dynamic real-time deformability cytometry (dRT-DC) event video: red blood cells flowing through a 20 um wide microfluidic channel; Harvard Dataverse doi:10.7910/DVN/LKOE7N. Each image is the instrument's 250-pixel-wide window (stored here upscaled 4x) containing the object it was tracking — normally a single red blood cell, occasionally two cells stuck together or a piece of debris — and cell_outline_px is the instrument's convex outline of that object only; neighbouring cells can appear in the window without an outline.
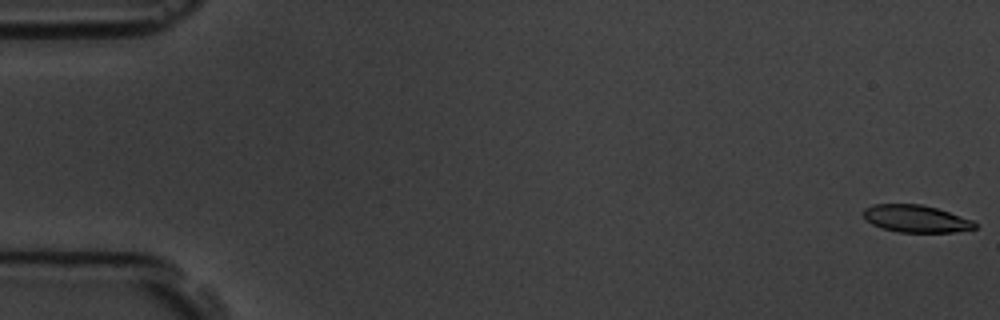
{"species": "common noctule bat (a hibernating species)", "species_latin": "Nyctalus noctula", "temperature_condition": "room temperature", "stored_images_in_passage": 6, "camera_frame_rate_fps": 3000, "um_per_image_px": 0.085, "animal": {"sex": "male", "body_mass_g": 19.5, "forearm_length_mm": 54.6}, "frame": {"image": 1, "passage_image": 1, "time_ms": 0.0, "image_size_px": [1000, 320], "cell_outline_px": [[976, 228], [952, 232], [900, 232], [884, 228], [872, 224], [860, 212], [864, 208], [872, 204], [920, 204], [936, 208], [972, 220], [976, 224]], "centroid_in_image_um": [77.81, 18.58], "position_along_channel_um": 7.2, "area_um2": 17.51}}
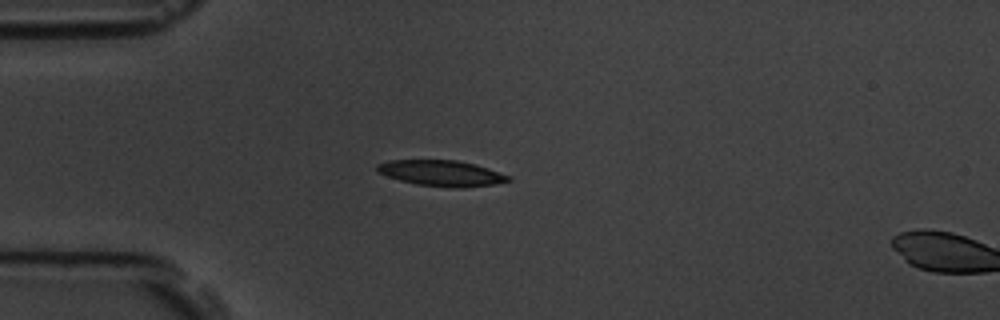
{"frame": {"image": 2, "passage_image": 5, "time_ms": 4.667, "image_size_px": [1000, 320], "cell_outline_px": [[512, 180], [492, 184], [464, 188], [452, 188], [416, 184], [400, 180], [376, 172], [376, 164], [388, 160], [456, 160], [476, 164], [512, 176]], "centroid_in_image_um": [37.53, 14.72], "position_along_channel_um": 47.5, "area_um2": 19.88}}